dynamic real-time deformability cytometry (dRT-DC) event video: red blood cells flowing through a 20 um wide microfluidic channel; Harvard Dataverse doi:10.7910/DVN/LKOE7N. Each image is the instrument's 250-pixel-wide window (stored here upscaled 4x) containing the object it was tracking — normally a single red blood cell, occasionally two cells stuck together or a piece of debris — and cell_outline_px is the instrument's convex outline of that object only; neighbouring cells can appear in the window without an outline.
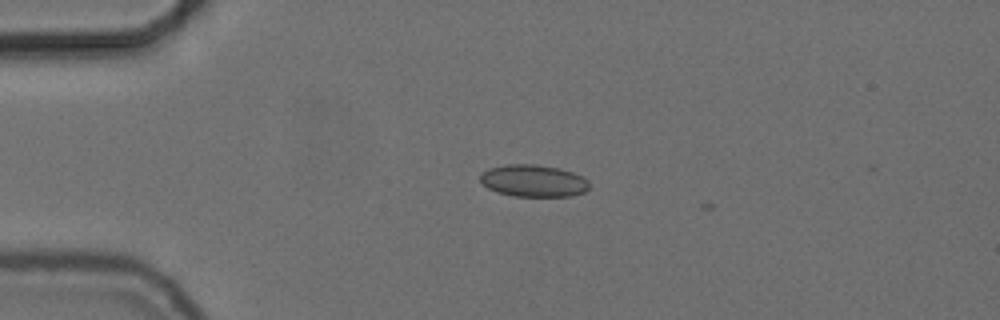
{"species": "common noctule bat (a hibernating species)", "species_latin": "Nyctalus noctula", "temperature_condition": "cold", "stored_images_in_passage": 3, "camera_frame_rate_fps": 3000, "um_per_image_px": 0.085, "animal": {"sex": "female", "body_mass_g": 24.6, "forearm_length_mm": 56.2}, "frame": {"image": 1, "passage_image": 1, "time_ms": 0.0, "image_size_px": [1000, 320], "cell_outline_px": [[588, 188], [584, 192], [568, 196], [512, 196], [496, 192], [488, 188], [480, 180], [480, 172], [488, 168], [504, 164], [536, 164], [560, 168], [572, 172], [588, 180]], "centroid_in_image_um": [45.29, 15.35], "position_along_channel_um": 39.7, "area_um2": 20.46}}